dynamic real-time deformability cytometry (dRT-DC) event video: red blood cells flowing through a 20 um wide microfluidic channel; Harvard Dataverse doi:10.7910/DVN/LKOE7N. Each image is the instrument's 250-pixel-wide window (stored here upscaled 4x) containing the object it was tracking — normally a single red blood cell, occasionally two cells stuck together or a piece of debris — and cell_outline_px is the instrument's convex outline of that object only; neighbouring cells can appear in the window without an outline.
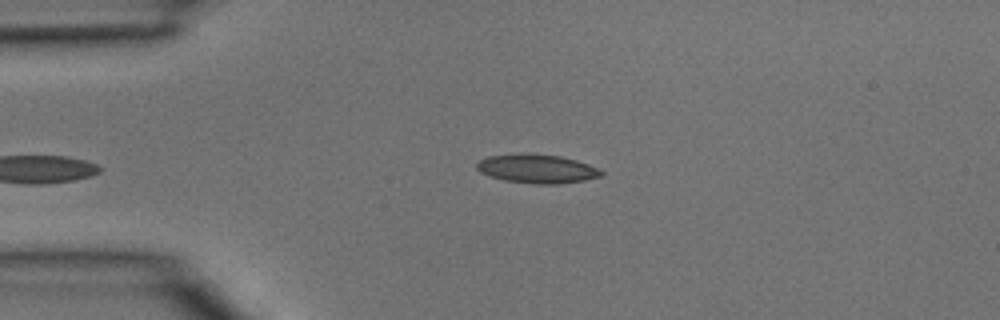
{"species": "common noctule bat (a hibernating species)", "species_latin": "Nyctalus noctula", "temperature_condition": "room temperature", "stored_images_in_passage": 3, "camera_frame_rate_fps": 3000, "um_per_image_px": 0.085, "animal": {"sex": "male", "body_mass_g": 15.6}, "frame": {"image": 1, "passage_image": 3, "time_ms": 0.667, "image_size_px": [1000, 320], "cell_outline_px": [[604, 176], [584, 180], [556, 184], [536, 184], [504, 180], [488, 176], [480, 172], [476, 168], [476, 164], [480, 160], [488, 156], [560, 156], [576, 160], [588, 164], [604, 172]], "centroid_in_image_um": [45.68, 14.39], "position_along_channel_um": 39.3, "area_um2": 20.06}}